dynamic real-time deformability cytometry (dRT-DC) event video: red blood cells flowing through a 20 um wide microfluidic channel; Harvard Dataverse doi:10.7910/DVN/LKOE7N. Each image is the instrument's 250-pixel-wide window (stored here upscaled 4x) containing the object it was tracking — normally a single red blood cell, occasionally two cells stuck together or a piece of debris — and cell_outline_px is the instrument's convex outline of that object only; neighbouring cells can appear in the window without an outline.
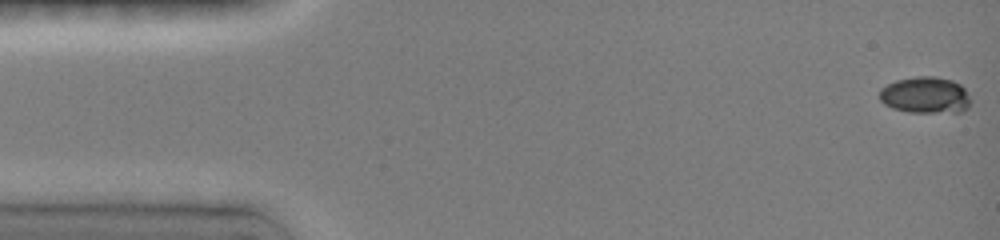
{"species": "common noctule bat (a hibernating species)", "species_latin": "Nyctalus noctula", "temperature_condition": "room temperature", "stored_images_in_passage": 6, "camera_frame_rate_fps": 3000, "um_per_image_px": 0.085, "animal": {"sex": "female", "body_mass_g": 19.0, "forearm_length_mm": 51.5}, "frame": {"image": 1, "passage_image": 1, "time_ms": 0.0, "image_size_px": [1000, 240], "cell_outline_px": [[972, 100], [968, 108], [960, 112], [908, 112], [892, 108], [884, 104], [880, 100], [880, 88], [896, 80], [916, 76], [932, 76], [952, 80], [960, 84], [964, 88]], "centroid_in_image_um": [78.67, 8.09], "position_along_channel_um": 6.3, "area_um2": 19.54}}
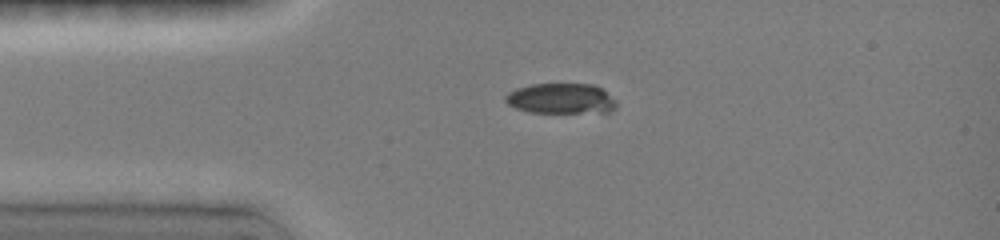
{"frame": {"image": 2, "passage_image": 5, "time_ms": 3.333, "image_size_px": [1000, 240], "cell_outline_px": [[616, 108], [612, 112], [528, 112], [516, 108], [508, 104], [504, 100], [504, 96], [508, 92], [516, 88], [532, 84], [592, 84], [600, 88], [616, 100]], "centroid_in_image_um": [47.67, 8.38], "position_along_channel_um": 37.3, "area_um2": 19.65}}